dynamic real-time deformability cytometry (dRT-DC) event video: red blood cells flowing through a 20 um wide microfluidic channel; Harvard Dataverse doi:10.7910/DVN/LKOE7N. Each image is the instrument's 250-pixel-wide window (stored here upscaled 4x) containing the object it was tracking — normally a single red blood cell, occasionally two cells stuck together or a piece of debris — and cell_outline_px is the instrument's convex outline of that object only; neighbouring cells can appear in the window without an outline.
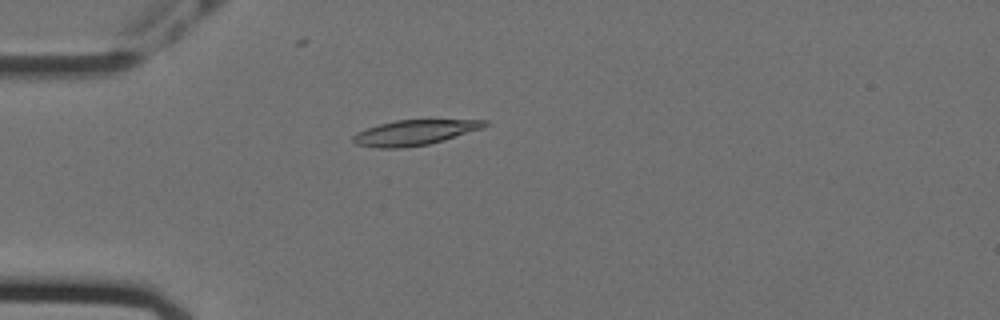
{"species": "Egyptian fruit bat (a non-hibernating species)", "species_latin": "Rousettus aegyptiacus", "temperature_condition": "cold", "stored_images_in_passage": 38, "camera_frame_rate_fps": 3000, "um_per_image_px": 0.085, "animal": {"sex": "female"}, "frame": {"image": 1, "passage_image": 1, "time_ms": 0.0, "image_size_px": [1000, 320], "cell_outline_px": [[488, 124], [484, 128], [444, 140], [428, 144], [404, 148], [376, 148], [356, 144], [352, 140], [352, 136], [356, 132], [380, 124], [396, 120], [488, 120]], "centroid_in_image_um": [35.24, 11.27], "position_along_channel_um": 49.8, "area_um2": 19.31}}
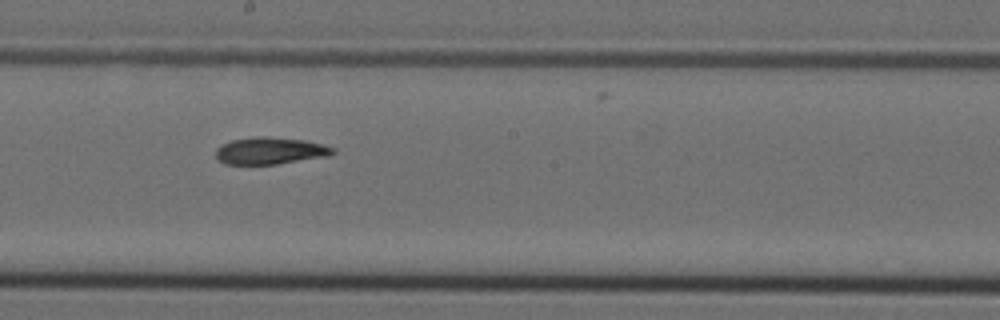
{"frame": {"image": 2, "passage_image": 17, "time_ms": 5.333, "image_size_px": [1000, 320], "cell_outline_px": [[336, 152], [328, 156], [276, 164], [224, 164], [216, 156], [216, 148], [232, 140], [256, 136], [260, 136], [304, 140], [324, 144], [336, 148]], "centroid_in_image_um": [23.0, 12.81], "position_along_channel_um": 225.2, "area_um2": 18.32}}
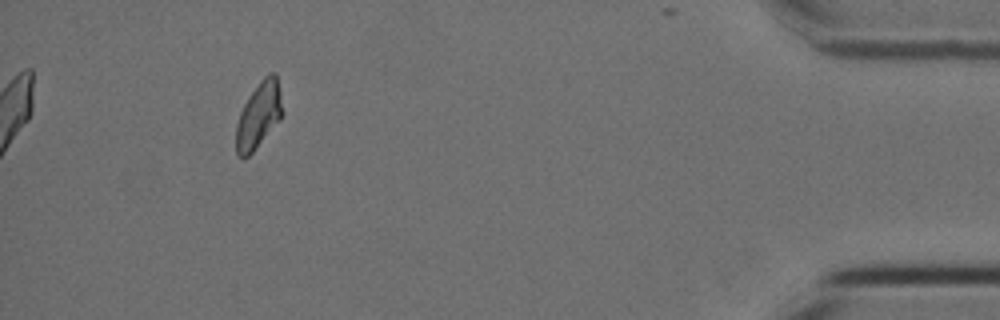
{"frame": {"image": 3, "passage_image": 38, "time_ms": 12.333, "image_size_px": [1000, 320], "cell_outline_px": [[284, 112], [280, 120], [252, 152], [248, 156], [240, 156], [236, 152], [236, 124], [240, 112], [248, 96], [260, 80], [268, 72], [276, 72]], "centroid_in_image_um": [22.01, 9.74], "position_along_channel_um": 413.2, "area_um2": 17.86}, "authors_computed_cell_mechanics": {"area_um2": 18.3515, "velocity_mm_per_s": 3.5582, "shape_relaxation_time_tau1_ms": null, "shape_relaxation_time_tau2_ms": 8.19, "deformation_change_tau1": null, "deformation_change_tau2": 0.1362}}